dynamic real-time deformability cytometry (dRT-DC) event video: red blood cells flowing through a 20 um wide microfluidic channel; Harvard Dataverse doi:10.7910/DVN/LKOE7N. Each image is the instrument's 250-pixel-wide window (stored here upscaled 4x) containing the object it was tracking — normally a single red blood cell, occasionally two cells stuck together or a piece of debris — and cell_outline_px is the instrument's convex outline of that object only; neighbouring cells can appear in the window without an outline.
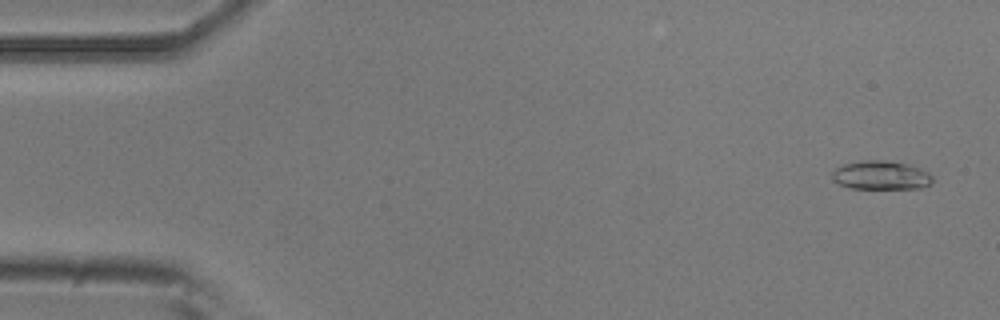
{"species": "common noctule bat (a hibernating species)", "species_latin": "Nyctalus noctula", "temperature_condition": "room temperature", "stored_images_in_passage": 8, "camera_frame_rate_fps": 3000, "um_per_image_px": 0.085, "animal": {"sex": "male", "body_mass_g": 20.5, "forearm_length_mm": 52.5}, "frame": {"image": 1, "passage_image": 1, "time_ms": 0.0, "image_size_px": [1000, 320], "cell_outline_px": [[932, 184], [920, 188], [848, 188], [832, 180], [832, 172], [836, 168], [844, 164], [864, 160], [884, 160], [908, 164], [920, 168], [928, 172], [932, 176]], "centroid_in_image_um": [74.89, 14.89], "position_along_channel_um": 10.1, "area_um2": 16.82}}
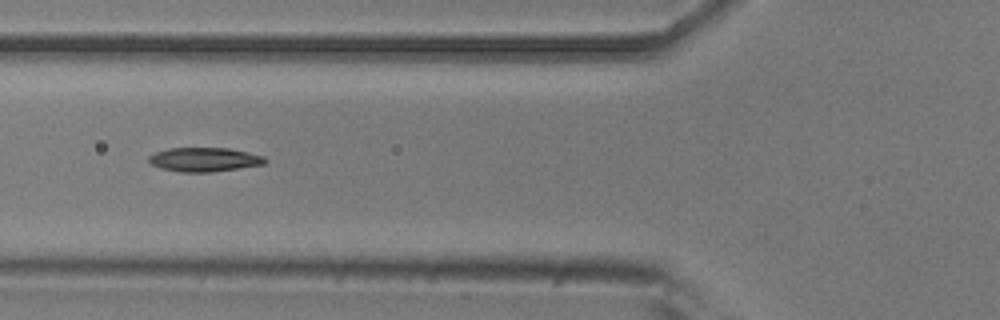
{"frame": {"image": 2, "passage_image": 6, "time_ms": 1.667, "image_size_px": [1000, 320], "cell_outline_px": [[268, 160], [264, 164], [212, 172], [180, 172], [160, 168], [152, 164], [148, 160], [148, 156], [156, 152], [168, 148], [228, 148], [248, 152], [264, 156]], "centroid_in_image_um": [17.36, 13.56], "position_along_channel_um": 108.4, "area_um2": 16.3}}
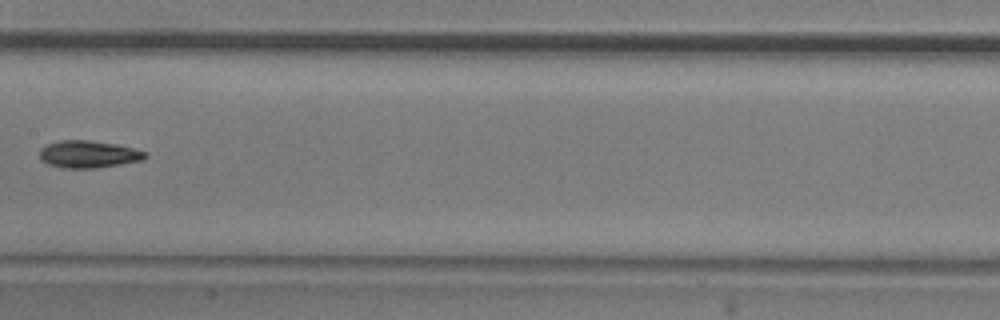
{"frame": {"image": 3, "passage_image": 8, "time_ms": 2.333, "image_size_px": [1000, 320], "cell_outline_px": [[148, 156], [144, 160], [96, 168], [64, 168], [48, 164], [40, 156], [40, 148], [48, 144], [60, 140], [88, 140], [116, 144], [148, 152]], "centroid_in_image_um": [7.56, 13.11], "position_along_channel_um": 199.8, "area_um2": 16.7}}